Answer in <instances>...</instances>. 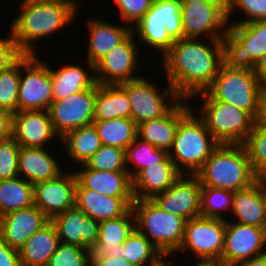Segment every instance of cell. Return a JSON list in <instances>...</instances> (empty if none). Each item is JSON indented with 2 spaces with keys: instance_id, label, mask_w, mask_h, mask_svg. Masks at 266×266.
I'll return each mask as SVG.
<instances>
[{
  "instance_id": "53",
  "label": "cell",
  "mask_w": 266,
  "mask_h": 266,
  "mask_svg": "<svg viewBox=\"0 0 266 266\" xmlns=\"http://www.w3.org/2000/svg\"><path fill=\"white\" fill-rule=\"evenodd\" d=\"M218 7L226 16H228L231 9L232 0H204Z\"/></svg>"
},
{
  "instance_id": "34",
  "label": "cell",
  "mask_w": 266,
  "mask_h": 266,
  "mask_svg": "<svg viewBox=\"0 0 266 266\" xmlns=\"http://www.w3.org/2000/svg\"><path fill=\"white\" fill-rule=\"evenodd\" d=\"M102 145L126 150L137 138L138 125L131 118L93 121Z\"/></svg>"
},
{
  "instance_id": "44",
  "label": "cell",
  "mask_w": 266,
  "mask_h": 266,
  "mask_svg": "<svg viewBox=\"0 0 266 266\" xmlns=\"http://www.w3.org/2000/svg\"><path fill=\"white\" fill-rule=\"evenodd\" d=\"M120 18L129 27H134L149 11L154 0H114ZM133 24V25H132Z\"/></svg>"
},
{
  "instance_id": "10",
  "label": "cell",
  "mask_w": 266,
  "mask_h": 266,
  "mask_svg": "<svg viewBox=\"0 0 266 266\" xmlns=\"http://www.w3.org/2000/svg\"><path fill=\"white\" fill-rule=\"evenodd\" d=\"M119 85L127 93L131 105V119L137 125L146 120L162 117L181 99L169 83L168 87L160 92L159 86L146 76Z\"/></svg>"
},
{
  "instance_id": "7",
  "label": "cell",
  "mask_w": 266,
  "mask_h": 266,
  "mask_svg": "<svg viewBox=\"0 0 266 266\" xmlns=\"http://www.w3.org/2000/svg\"><path fill=\"white\" fill-rule=\"evenodd\" d=\"M197 96L204 101L197 115L214 139L223 145L243 144L252 132L255 118L249 112L212 99L205 91L194 95L192 99L195 100Z\"/></svg>"
},
{
  "instance_id": "35",
  "label": "cell",
  "mask_w": 266,
  "mask_h": 266,
  "mask_svg": "<svg viewBox=\"0 0 266 266\" xmlns=\"http://www.w3.org/2000/svg\"><path fill=\"white\" fill-rule=\"evenodd\" d=\"M34 205L33 184L15 177L0 181V217Z\"/></svg>"
},
{
  "instance_id": "20",
  "label": "cell",
  "mask_w": 266,
  "mask_h": 266,
  "mask_svg": "<svg viewBox=\"0 0 266 266\" xmlns=\"http://www.w3.org/2000/svg\"><path fill=\"white\" fill-rule=\"evenodd\" d=\"M57 230L60 243L78 245L92 250L99 238V221L87 216L76 206L50 220Z\"/></svg>"
},
{
  "instance_id": "38",
  "label": "cell",
  "mask_w": 266,
  "mask_h": 266,
  "mask_svg": "<svg viewBox=\"0 0 266 266\" xmlns=\"http://www.w3.org/2000/svg\"><path fill=\"white\" fill-rule=\"evenodd\" d=\"M21 56L6 70L0 72V109L12 114L18 112Z\"/></svg>"
},
{
  "instance_id": "41",
  "label": "cell",
  "mask_w": 266,
  "mask_h": 266,
  "mask_svg": "<svg viewBox=\"0 0 266 266\" xmlns=\"http://www.w3.org/2000/svg\"><path fill=\"white\" fill-rule=\"evenodd\" d=\"M94 170L127 172L125 150L115 146L102 147L86 162Z\"/></svg>"
},
{
  "instance_id": "42",
  "label": "cell",
  "mask_w": 266,
  "mask_h": 266,
  "mask_svg": "<svg viewBox=\"0 0 266 266\" xmlns=\"http://www.w3.org/2000/svg\"><path fill=\"white\" fill-rule=\"evenodd\" d=\"M92 251L78 245L60 243L47 266H90Z\"/></svg>"
},
{
  "instance_id": "22",
  "label": "cell",
  "mask_w": 266,
  "mask_h": 266,
  "mask_svg": "<svg viewBox=\"0 0 266 266\" xmlns=\"http://www.w3.org/2000/svg\"><path fill=\"white\" fill-rule=\"evenodd\" d=\"M187 99H180L165 115L146 120L138 125L137 137L155 146L170 151L179 122L192 110Z\"/></svg>"
},
{
  "instance_id": "6",
  "label": "cell",
  "mask_w": 266,
  "mask_h": 266,
  "mask_svg": "<svg viewBox=\"0 0 266 266\" xmlns=\"http://www.w3.org/2000/svg\"><path fill=\"white\" fill-rule=\"evenodd\" d=\"M135 28V29H134ZM141 44L161 52L162 57L176 40L184 38L181 0H154L145 16L132 27Z\"/></svg>"
},
{
  "instance_id": "12",
  "label": "cell",
  "mask_w": 266,
  "mask_h": 266,
  "mask_svg": "<svg viewBox=\"0 0 266 266\" xmlns=\"http://www.w3.org/2000/svg\"><path fill=\"white\" fill-rule=\"evenodd\" d=\"M226 220L199 216L186 221L179 251L192 252L198 259L221 261ZM185 251V252H184Z\"/></svg>"
},
{
  "instance_id": "49",
  "label": "cell",
  "mask_w": 266,
  "mask_h": 266,
  "mask_svg": "<svg viewBox=\"0 0 266 266\" xmlns=\"http://www.w3.org/2000/svg\"><path fill=\"white\" fill-rule=\"evenodd\" d=\"M93 266H133L130 262L122 258L121 255L116 257L109 256H92Z\"/></svg>"
},
{
  "instance_id": "50",
  "label": "cell",
  "mask_w": 266,
  "mask_h": 266,
  "mask_svg": "<svg viewBox=\"0 0 266 266\" xmlns=\"http://www.w3.org/2000/svg\"><path fill=\"white\" fill-rule=\"evenodd\" d=\"M255 124L266 127V87H263L259 96L258 112Z\"/></svg>"
},
{
  "instance_id": "5",
  "label": "cell",
  "mask_w": 266,
  "mask_h": 266,
  "mask_svg": "<svg viewBox=\"0 0 266 266\" xmlns=\"http://www.w3.org/2000/svg\"><path fill=\"white\" fill-rule=\"evenodd\" d=\"M135 228L166 258L177 254L183 240L186 219L162 210L152 199L134 200ZM174 253V254H173Z\"/></svg>"
},
{
  "instance_id": "13",
  "label": "cell",
  "mask_w": 266,
  "mask_h": 266,
  "mask_svg": "<svg viewBox=\"0 0 266 266\" xmlns=\"http://www.w3.org/2000/svg\"><path fill=\"white\" fill-rule=\"evenodd\" d=\"M181 17L184 38L222 39L228 31L227 16L204 0H181Z\"/></svg>"
},
{
  "instance_id": "39",
  "label": "cell",
  "mask_w": 266,
  "mask_h": 266,
  "mask_svg": "<svg viewBox=\"0 0 266 266\" xmlns=\"http://www.w3.org/2000/svg\"><path fill=\"white\" fill-rule=\"evenodd\" d=\"M257 179H266V127L255 124L243 143Z\"/></svg>"
},
{
  "instance_id": "26",
  "label": "cell",
  "mask_w": 266,
  "mask_h": 266,
  "mask_svg": "<svg viewBox=\"0 0 266 266\" xmlns=\"http://www.w3.org/2000/svg\"><path fill=\"white\" fill-rule=\"evenodd\" d=\"M181 175L174 162L152 163L132 179L134 199H153L165 192Z\"/></svg>"
},
{
  "instance_id": "24",
  "label": "cell",
  "mask_w": 266,
  "mask_h": 266,
  "mask_svg": "<svg viewBox=\"0 0 266 266\" xmlns=\"http://www.w3.org/2000/svg\"><path fill=\"white\" fill-rule=\"evenodd\" d=\"M231 212L236 223L265 228L266 181L258 179L251 186L234 192Z\"/></svg>"
},
{
  "instance_id": "52",
  "label": "cell",
  "mask_w": 266,
  "mask_h": 266,
  "mask_svg": "<svg viewBox=\"0 0 266 266\" xmlns=\"http://www.w3.org/2000/svg\"><path fill=\"white\" fill-rule=\"evenodd\" d=\"M231 266H266V254L251 258L249 260L241 261Z\"/></svg>"
},
{
  "instance_id": "33",
  "label": "cell",
  "mask_w": 266,
  "mask_h": 266,
  "mask_svg": "<svg viewBox=\"0 0 266 266\" xmlns=\"http://www.w3.org/2000/svg\"><path fill=\"white\" fill-rule=\"evenodd\" d=\"M69 159L78 164L86 162L102 147V142L94 125L83 126L67 132L61 138Z\"/></svg>"
},
{
  "instance_id": "40",
  "label": "cell",
  "mask_w": 266,
  "mask_h": 266,
  "mask_svg": "<svg viewBox=\"0 0 266 266\" xmlns=\"http://www.w3.org/2000/svg\"><path fill=\"white\" fill-rule=\"evenodd\" d=\"M232 191L221 188L202 186L201 189V216L225 219L223 211L232 210Z\"/></svg>"
},
{
  "instance_id": "30",
  "label": "cell",
  "mask_w": 266,
  "mask_h": 266,
  "mask_svg": "<svg viewBox=\"0 0 266 266\" xmlns=\"http://www.w3.org/2000/svg\"><path fill=\"white\" fill-rule=\"evenodd\" d=\"M89 71L85 68L73 64L64 65L54 69L49 66L50 77L53 88V101L66 98L80 91L93 88L96 84L95 65L86 61Z\"/></svg>"
},
{
  "instance_id": "47",
  "label": "cell",
  "mask_w": 266,
  "mask_h": 266,
  "mask_svg": "<svg viewBox=\"0 0 266 266\" xmlns=\"http://www.w3.org/2000/svg\"><path fill=\"white\" fill-rule=\"evenodd\" d=\"M0 266H21L19 251L0 239Z\"/></svg>"
},
{
  "instance_id": "21",
  "label": "cell",
  "mask_w": 266,
  "mask_h": 266,
  "mask_svg": "<svg viewBox=\"0 0 266 266\" xmlns=\"http://www.w3.org/2000/svg\"><path fill=\"white\" fill-rule=\"evenodd\" d=\"M50 219L35 205L9 212L0 217V239L20 249Z\"/></svg>"
},
{
  "instance_id": "25",
  "label": "cell",
  "mask_w": 266,
  "mask_h": 266,
  "mask_svg": "<svg viewBox=\"0 0 266 266\" xmlns=\"http://www.w3.org/2000/svg\"><path fill=\"white\" fill-rule=\"evenodd\" d=\"M82 167V169H81ZM74 170L77 182L84 188L111 197H134L132 179L128 172L100 171L80 165Z\"/></svg>"
},
{
  "instance_id": "51",
  "label": "cell",
  "mask_w": 266,
  "mask_h": 266,
  "mask_svg": "<svg viewBox=\"0 0 266 266\" xmlns=\"http://www.w3.org/2000/svg\"><path fill=\"white\" fill-rule=\"evenodd\" d=\"M253 71L261 80L263 87H266V53L255 64Z\"/></svg>"
},
{
  "instance_id": "2",
  "label": "cell",
  "mask_w": 266,
  "mask_h": 266,
  "mask_svg": "<svg viewBox=\"0 0 266 266\" xmlns=\"http://www.w3.org/2000/svg\"><path fill=\"white\" fill-rule=\"evenodd\" d=\"M19 7L10 29L22 54H37V40L60 32L77 14L69 5L42 0H21Z\"/></svg>"
},
{
  "instance_id": "55",
  "label": "cell",
  "mask_w": 266,
  "mask_h": 266,
  "mask_svg": "<svg viewBox=\"0 0 266 266\" xmlns=\"http://www.w3.org/2000/svg\"><path fill=\"white\" fill-rule=\"evenodd\" d=\"M46 2H54L69 5L75 12L78 11L79 4L76 0H42ZM77 2V3H76Z\"/></svg>"
},
{
  "instance_id": "46",
  "label": "cell",
  "mask_w": 266,
  "mask_h": 266,
  "mask_svg": "<svg viewBox=\"0 0 266 266\" xmlns=\"http://www.w3.org/2000/svg\"><path fill=\"white\" fill-rule=\"evenodd\" d=\"M5 38L0 37V72L11 66L21 55L11 29Z\"/></svg>"
},
{
  "instance_id": "37",
  "label": "cell",
  "mask_w": 266,
  "mask_h": 266,
  "mask_svg": "<svg viewBox=\"0 0 266 266\" xmlns=\"http://www.w3.org/2000/svg\"><path fill=\"white\" fill-rule=\"evenodd\" d=\"M125 156L127 172L131 179H133L144 168L151 166L152 163L173 162L169 157L168 151L157 149L155 146L141 140L138 137L125 150ZM131 164L134 165V168Z\"/></svg>"
},
{
  "instance_id": "9",
  "label": "cell",
  "mask_w": 266,
  "mask_h": 266,
  "mask_svg": "<svg viewBox=\"0 0 266 266\" xmlns=\"http://www.w3.org/2000/svg\"><path fill=\"white\" fill-rule=\"evenodd\" d=\"M222 45L226 66L254 70L255 64L266 53V20L228 23Z\"/></svg>"
},
{
  "instance_id": "18",
  "label": "cell",
  "mask_w": 266,
  "mask_h": 266,
  "mask_svg": "<svg viewBox=\"0 0 266 266\" xmlns=\"http://www.w3.org/2000/svg\"><path fill=\"white\" fill-rule=\"evenodd\" d=\"M77 179L74 171L33 185L34 205L50 220L75 207Z\"/></svg>"
},
{
  "instance_id": "11",
  "label": "cell",
  "mask_w": 266,
  "mask_h": 266,
  "mask_svg": "<svg viewBox=\"0 0 266 266\" xmlns=\"http://www.w3.org/2000/svg\"><path fill=\"white\" fill-rule=\"evenodd\" d=\"M37 56L21 55L18 111L48 110L53 102L49 64Z\"/></svg>"
},
{
  "instance_id": "4",
  "label": "cell",
  "mask_w": 266,
  "mask_h": 266,
  "mask_svg": "<svg viewBox=\"0 0 266 266\" xmlns=\"http://www.w3.org/2000/svg\"><path fill=\"white\" fill-rule=\"evenodd\" d=\"M192 109L178 124L169 157L182 174L195 175L220 145Z\"/></svg>"
},
{
  "instance_id": "43",
  "label": "cell",
  "mask_w": 266,
  "mask_h": 266,
  "mask_svg": "<svg viewBox=\"0 0 266 266\" xmlns=\"http://www.w3.org/2000/svg\"><path fill=\"white\" fill-rule=\"evenodd\" d=\"M19 149L20 145L13 137L0 142V181L13 179L19 176Z\"/></svg>"
},
{
  "instance_id": "32",
  "label": "cell",
  "mask_w": 266,
  "mask_h": 266,
  "mask_svg": "<svg viewBox=\"0 0 266 266\" xmlns=\"http://www.w3.org/2000/svg\"><path fill=\"white\" fill-rule=\"evenodd\" d=\"M131 118V105L119 84H96L94 121Z\"/></svg>"
},
{
  "instance_id": "23",
  "label": "cell",
  "mask_w": 266,
  "mask_h": 266,
  "mask_svg": "<svg viewBox=\"0 0 266 266\" xmlns=\"http://www.w3.org/2000/svg\"><path fill=\"white\" fill-rule=\"evenodd\" d=\"M134 197H111L84 189L78 182L75 206L94 220L102 221L123 216L134 203Z\"/></svg>"
},
{
  "instance_id": "36",
  "label": "cell",
  "mask_w": 266,
  "mask_h": 266,
  "mask_svg": "<svg viewBox=\"0 0 266 266\" xmlns=\"http://www.w3.org/2000/svg\"><path fill=\"white\" fill-rule=\"evenodd\" d=\"M121 256L133 266H159L165 260L155 245L136 228L123 243Z\"/></svg>"
},
{
  "instance_id": "14",
  "label": "cell",
  "mask_w": 266,
  "mask_h": 266,
  "mask_svg": "<svg viewBox=\"0 0 266 266\" xmlns=\"http://www.w3.org/2000/svg\"><path fill=\"white\" fill-rule=\"evenodd\" d=\"M265 228L226 220L221 262L231 266L266 254Z\"/></svg>"
},
{
  "instance_id": "56",
  "label": "cell",
  "mask_w": 266,
  "mask_h": 266,
  "mask_svg": "<svg viewBox=\"0 0 266 266\" xmlns=\"http://www.w3.org/2000/svg\"><path fill=\"white\" fill-rule=\"evenodd\" d=\"M159 266H173V263L171 261H168L166 258ZM174 266H177V264H175Z\"/></svg>"
},
{
  "instance_id": "27",
  "label": "cell",
  "mask_w": 266,
  "mask_h": 266,
  "mask_svg": "<svg viewBox=\"0 0 266 266\" xmlns=\"http://www.w3.org/2000/svg\"><path fill=\"white\" fill-rule=\"evenodd\" d=\"M45 148L20 146L18 155L19 177L33 185L56 178L64 172L59 161Z\"/></svg>"
},
{
  "instance_id": "28",
  "label": "cell",
  "mask_w": 266,
  "mask_h": 266,
  "mask_svg": "<svg viewBox=\"0 0 266 266\" xmlns=\"http://www.w3.org/2000/svg\"><path fill=\"white\" fill-rule=\"evenodd\" d=\"M88 26V51L87 61L95 65L108 54L114 47L120 44L131 32L132 28L109 23L105 19L87 20Z\"/></svg>"
},
{
  "instance_id": "8",
  "label": "cell",
  "mask_w": 266,
  "mask_h": 266,
  "mask_svg": "<svg viewBox=\"0 0 266 266\" xmlns=\"http://www.w3.org/2000/svg\"><path fill=\"white\" fill-rule=\"evenodd\" d=\"M262 88L253 70L232 68L223 63L205 92L212 99L249 112L256 118Z\"/></svg>"
},
{
  "instance_id": "31",
  "label": "cell",
  "mask_w": 266,
  "mask_h": 266,
  "mask_svg": "<svg viewBox=\"0 0 266 266\" xmlns=\"http://www.w3.org/2000/svg\"><path fill=\"white\" fill-rule=\"evenodd\" d=\"M59 244L55 225L49 221L18 250L21 266H47Z\"/></svg>"
},
{
  "instance_id": "15",
  "label": "cell",
  "mask_w": 266,
  "mask_h": 266,
  "mask_svg": "<svg viewBox=\"0 0 266 266\" xmlns=\"http://www.w3.org/2000/svg\"><path fill=\"white\" fill-rule=\"evenodd\" d=\"M95 97L96 85L51 103L48 111L60 138L73 129L93 124Z\"/></svg>"
},
{
  "instance_id": "1",
  "label": "cell",
  "mask_w": 266,
  "mask_h": 266,
  "mask_svg": "<svg viewBox=\"0 0 266 266\" xmlns=\"http://www.w3.org/2000/svg\"><path fill=\"white\" fill-rule=\"evenodd\" d=\"M200 40L203 39L176 40L162 57L167 83L181 99L190 101L205 91L223 64L222 39Z\"/></svg>"
},
{
  "instance_id": "19",
  "label": "cell",
  "mask_w": 266,
  "mask_h": 266,
  "mask_svg": "<svg viewBox=\"0 0 266 266\" xmlns=\"http://www.w3.org/2000/svg\"><path fill=\"white\" fill-rule=\"evenodd\" d=\"M12 137L20 146L27 148H45L56 138L61 142L60 136L54 130L48 110L14 113Z\"/></svg>"
},
{
  "instance_id": "54",
  "label": "cell",
  "mask_w": 266,
  "mask_h": 266,
  "mask_svg": "<svg viewBox=\"0 0 266 266\" xmlns=\"http://www.w3.org/2000/svg\"><path fill=\"white\" fill-rule=\"evenodd\" d=\"M193 266H224V264L221 261L218 260H202L198 259V262H195Z\"/></svg>"
},
{
  "instance_id": "3",
  "label": "cell",
  "mask_w": 266,
  "mask_h": 266,
  "mask_svg": "<svg viewBox=\"0 0 266 266\" xmlns=\"http://www.w3.org/2000/svg\"><path fill=\"white\" fill-rule=\"evenodd\" d=\"M202 186L236 192L255 183V176L243 144H220L195 173Z\"/></svg>"
},
{
  "instance_id": "45",
  "label": "cell",
  "mask_w": 266,
  "mask_h": 266,
  "mask_svg": "<svg viewBox=\"0 0 266 266\" xmlns=\"http://www.w3.org/2000/svg\"><path fill=\"white\" fill-rule=\"evenodd\" d=\"M235 9H240L247 17L245 19L242 18L243 20L232 21L231 24L266 20V0H232L231 9L227 16L228 23Z\"/></svg>"
},
{
  "instance_id": "48",
  "label": "cell",
  "mask_w": 266,
  "mask_h": 266,
  "mask_svg": "<svg viewBox=\"0 0 266 266\" xmlns=\"http://www.w3.org/2000/svg\"><path fill=\"white\" fill-rule=\"evenodd\" d=\"M13 114L0 109V142L12 137Z\"/></svg>"
},
{
  "instance_id": "16",
  "label": "cell",
  "mask_w": 266,
  "mask_h": 266,
  "mask_svg": "<svg viewBox=\"0 0 266 266\" xmlns=\"http://www.w3.org/2000/svg\"><path fill=\"white\" fill-rule=\"evenodd\" d=\"M131 32L120 44L95 64V77L100 85L120 84L125 81L135 80L142 76L134 75L139 67L138 41ZM134 72V73H133Z\"/></svg>"
},
{
  "instance_id": "29",
  "label": "cell",
  "mask_w": 266,
  "mask_h": 266,
  "mask_svg": "<svg viewBox=\"0 0 266 266\" xmlns=\"http://www.w3.org/2000/svg\"><path fill=\"white\" fill-rule=\"evenodd\" d=\"M135 229V215L130 208L123 216L99 221V238L91 250L92 256L121 255L123 243Z\"/></svg>"
},
{
  "instance_id": "17",
  "label": "cell",
  "mask_w": 266,
  "mask_h": 266,
  "mask_svg": "<svg viewBox=\"0 0 266 266\" xmlns=\"http://www.w3.org/2000/svg\"><path fill=\"white\" fill-rule=\"evenodd\" d=\"M202 185L195 175L182 174L165 192L152 200L164 211L186 220L201 216Z\"/></svg>"
}]
</instances>
